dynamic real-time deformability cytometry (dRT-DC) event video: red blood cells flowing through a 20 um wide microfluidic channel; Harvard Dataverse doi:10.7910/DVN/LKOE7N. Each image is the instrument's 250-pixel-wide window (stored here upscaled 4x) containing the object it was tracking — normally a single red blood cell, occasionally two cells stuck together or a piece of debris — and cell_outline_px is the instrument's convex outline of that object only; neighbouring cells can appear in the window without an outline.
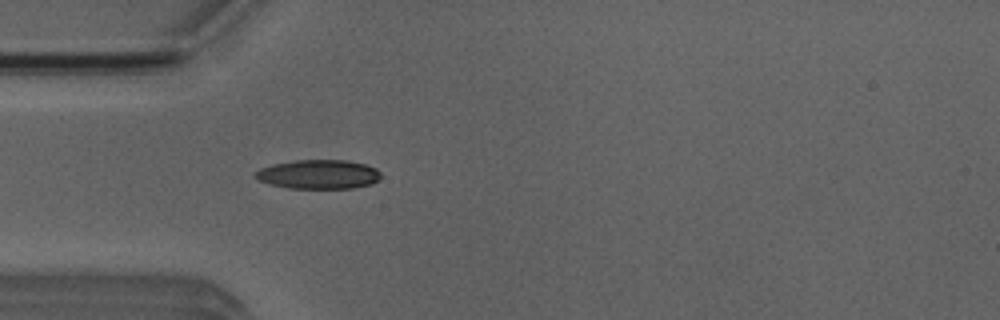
{"species": "Egyptian fruit bat (a non-hibernating species)", "species_latin": "Rousettus aegyptiacus", "temperature_condition": "room temperature", "stored_images_in_passage": 5, "camera_frame_rate_fps": 3000, "um_per_image_px": 0.085, "animal": {"sex": "male"}, "frame": {"image": 1, "passage_image": 5, "time_ms": 4.667, "image_size_px": [1000, 320], "cell_outline_px": [[380, 180], [372, 184], [352, 188], [288, 188], [256, 180], [252, 176], [260, 168], [272, 164], [296, 160], [344, 160], [364, 164], [376, 168], [380, 172]], "centroid_in_image_um": [27.06, 14.82], "position_along_channel_um": 57.9, "area_um2": 21.39}}